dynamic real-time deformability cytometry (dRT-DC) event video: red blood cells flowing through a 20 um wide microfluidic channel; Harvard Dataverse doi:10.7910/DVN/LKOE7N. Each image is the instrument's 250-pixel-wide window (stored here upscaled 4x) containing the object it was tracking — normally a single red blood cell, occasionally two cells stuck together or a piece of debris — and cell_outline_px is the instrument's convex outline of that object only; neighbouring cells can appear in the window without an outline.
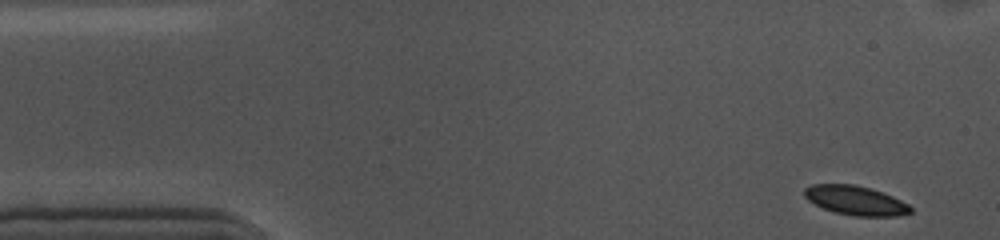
{"species": "common noctule bat (a hibernating species)", "species_latin": "Nyctalus noctula", "temperature_condition": "cold", "stored_images_in_passage": 53, "camera_frame_rate_fps": 3000, "um_per_image_px": 0.085, "animal": {"sex": "female", "body_mass_g": 10.0, "forearm_length_mm": 53.1}, "frame": {"image": 1, "passage_image": 1, "time_ms": 0.0, "image_size_px": [1000, 240], "cell_outline_px": [[912, 212], [900, 216], [856, 216], [836, 212], [824, 208], [808, 200], [804, 196], [804, 188], [812, 184], [856, 184], [884, 192], [908, 204], [912, 208]], "centroid_in_image_um": [72.74, 17.03], "position_along_channel_um": 12.3, "area_um2": 18.09}}
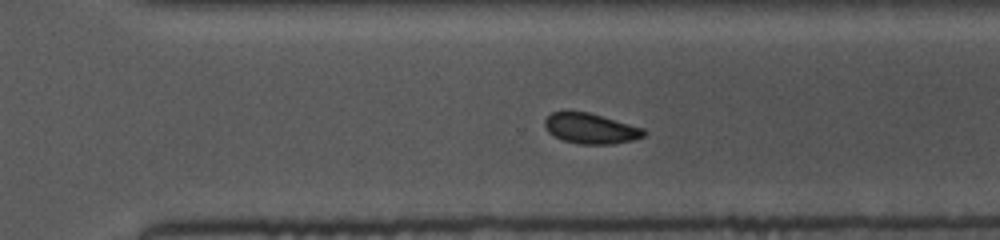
{"frame": {"image": 2, "passage_image": 35, "time_ms": 11.333, "image_size_px": [1000, 240], "cell_outline_px": [[648, 132], [644, 136], [632, 140], [612, 144], [580, 144], [564, 140], [552, 136], [548, 132], [544, 124], [544, 120], [552, 112], [588, 112], [644, 128]], "centroid_in_image_um": [50.21, 10.93], "position_along_channel_um": 320.4, "area_um2": 17.46}}
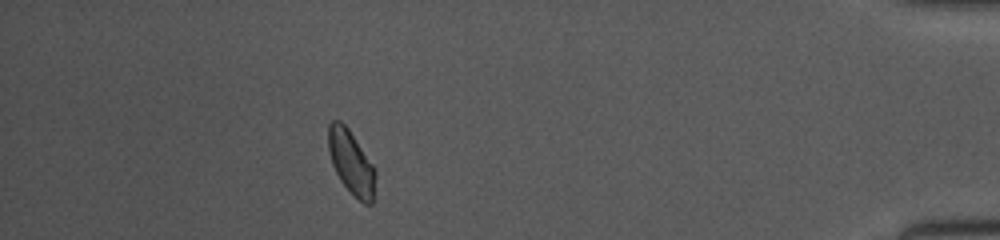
{"frame": {"image": 3, "passage_image": 47, "time_ms": 15.333, "image_size_px": [1000, 240], "cell_outline_px": [[376, 176], [372, 204], [364, 204], [340, 180], [332, 164], [328, 148], [328, 124], [332, 120], [340, 120], [348, 128], [372, 164], [376, 172]], "centroid_in_image_um": [29.84, 13.78], "position_along_channel_um": 405.4, "area_um2": 17.22}, "authors_computed_cell_mechanics": {"area_um2": 18.207, "velocity_mm_per_s": 3.5337, "shape_relaxation_time_tau1_ms": 3.1276, "shape_relaxation_time_tau2_ms": 3.4066, "deformation_change_tau1": 0.0752, "deformation_change_tau2": 0.0541}}